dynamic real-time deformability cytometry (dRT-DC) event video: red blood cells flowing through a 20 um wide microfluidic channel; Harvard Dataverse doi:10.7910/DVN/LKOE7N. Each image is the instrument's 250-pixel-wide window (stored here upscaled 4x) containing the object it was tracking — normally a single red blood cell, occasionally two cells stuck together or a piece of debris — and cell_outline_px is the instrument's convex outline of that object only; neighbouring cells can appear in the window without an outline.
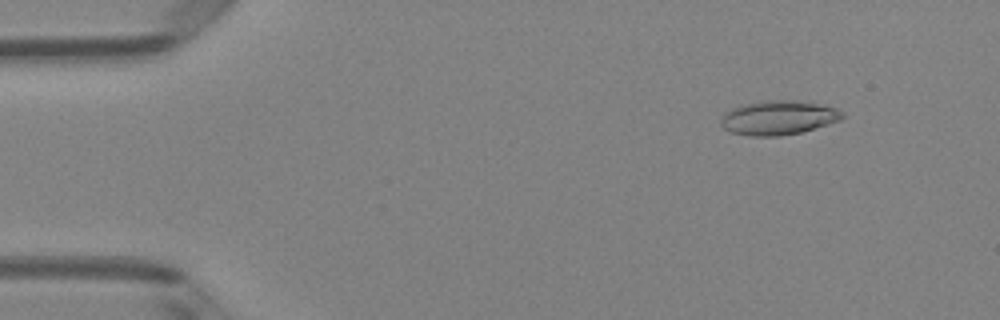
{"species": "Egyptian fruit bat (a non-hibernating species)", "species_latin": "Rousettus aegyptiacus", "temperature_condition": "room temperature", "stored_images_in_passage": 5, "camera_frame_rate_fps": 3000, "um_per_image_px": 0.085, "animal": {"sex": "female"}, "frame": {"image": 1, "passage_image": 2, "time_ms": 0.333, "image_size_px": [1000, 320], "cell_outline_px": [[844, 116], [840, 120], [800, 132], [780, 136], [748, 136], [732, 132], [724, 128], [720, 124], [720, 120], [724, 112], [732, 108], [748, 104], [768, 100], [796, 100], [836, 108], [844, 112]], "centroid_in_image_um": [66.14, 10.01], "position_along_channel_um": 18.9, "area_um2": 23.93}}
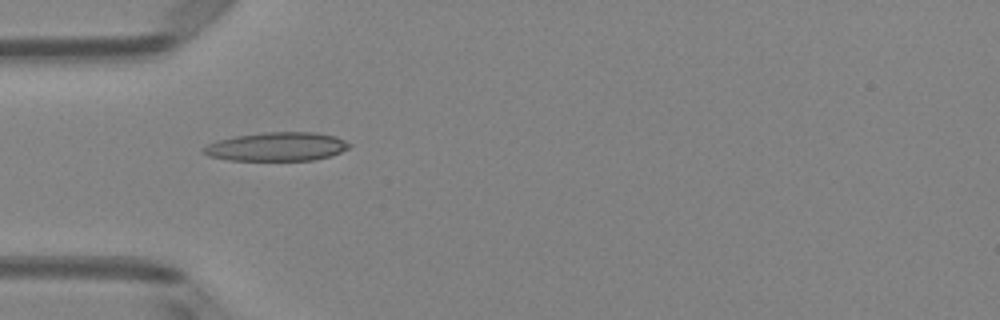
{"frame": {"image": 2, "passage_image": 4, "time_ms": 1.0, "image_size_px": [1000, 320], "cell_outline_px": [[352, 144], [348, 148], [340, 152], [328, 156], [312, 160], [228, 160], [208, 156], [200, 152], [200, 148], [216, 140], [236, 136], [264, 132], [316, 132], [336, 136]], "centroid_in_image_um": [23.48, 12.46], "position_along_channel_um": 61.5, "area_um2": 24.51}}
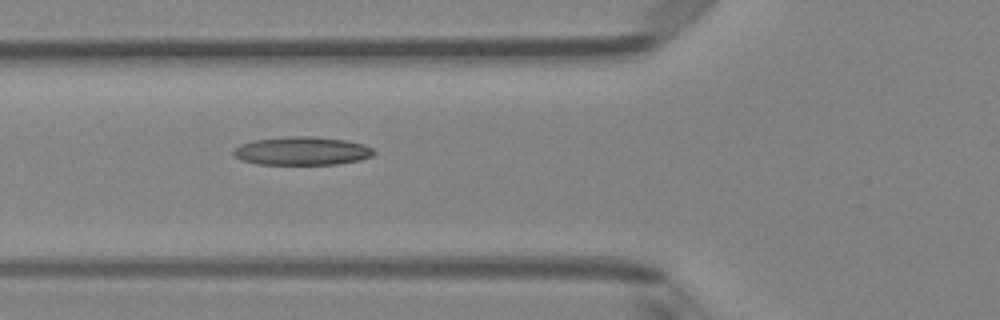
{"frame": {"image": 3, "passage_image": 5, "time_ms": 1.333, "image_size_px": [1000, 320], "cell_outline_px": [[376, 152], [372, 156], [360, 160], [336, 164], [256, 164], [240, 160], [232, 152], [240, 144], [252, 140], [288, 136], [312, 136], [344, 140], [364, 144], [372, 148]], "centroid_in_image_um": [25.66, 12.83], "position_along_channel_um": 100.1, "area_um2": 23.24}}